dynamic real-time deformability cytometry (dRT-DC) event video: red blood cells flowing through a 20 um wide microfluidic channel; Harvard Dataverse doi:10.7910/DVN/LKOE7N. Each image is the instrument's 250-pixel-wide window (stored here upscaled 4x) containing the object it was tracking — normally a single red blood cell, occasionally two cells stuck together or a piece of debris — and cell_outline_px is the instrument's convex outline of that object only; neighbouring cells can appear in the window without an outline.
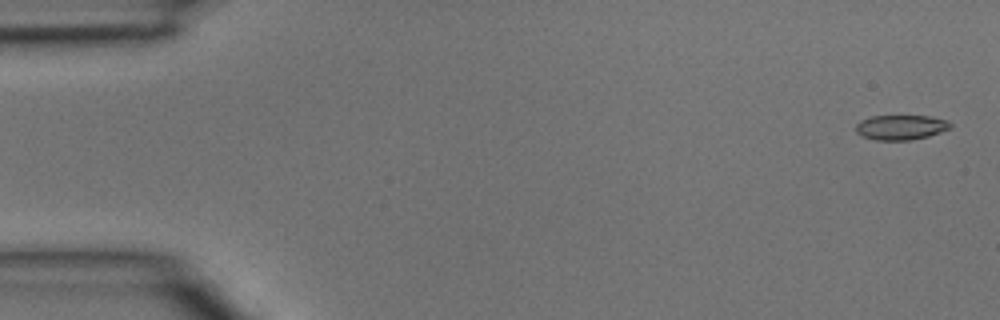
{"species": "common noctule bat (a hibernating species)", "species_latin": "Nyctalus noctula", "temperature_condition": "room temperature", "stored_images_in_passage": 5, "camera_frame_rate_fps": 3000, "um_per_image_px": 0.085, "animal": {"sex": "male", "body_mass_g": 15.6}, "frame": {"image": 1, "passage_image": 1, "time_ms": 0.0, "image_size_px": [1000, 320], "cell_outline_px": [[952, 128], [928, 136], [912, 140], [876, 140], [864, 136], [856, 132], [856, 124], [860, 120], [872, 116], [932, 116], [948, 120], [952, 124]], "centroid_in_image_um": [76.61, 10.81], "position_along_channel_um": 8.4, "area_um2": 13.76}}